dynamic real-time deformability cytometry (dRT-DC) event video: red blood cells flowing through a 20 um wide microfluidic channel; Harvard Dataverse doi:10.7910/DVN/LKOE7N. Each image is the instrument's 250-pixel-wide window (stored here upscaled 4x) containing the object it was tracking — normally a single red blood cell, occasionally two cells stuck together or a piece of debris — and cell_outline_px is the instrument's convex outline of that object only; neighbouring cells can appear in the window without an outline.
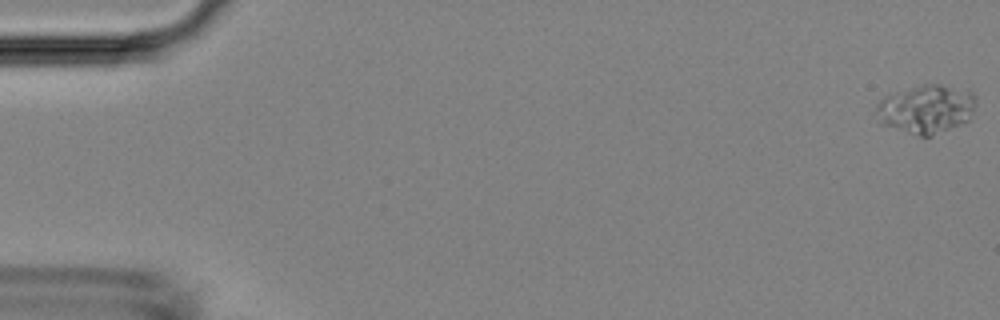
{"species": "Egyptian fruit bat (a non-hibernating species)", "species_latin": "Rousettus aegyptiacus", "temperature_condition": "room temperature", "stored_images_in_passage": 5, "camera_frame_rate_fps": 3000, "um_per_image_px": 0.085, "animal": {"sex": "female"}, "frame": {"image": 1, "passage_image": 1, "time_ms": 0.0, "image_size_px": [1000, 320], "cell_outline_px": [[976, 104], [968, 120], [960, 124], [932, 136], [920, 136], [880, 124], [876, 108], [876, 104], [884, 96], [896, 92], [924, 84], [940, 84], [968, 88], [976, 96]], "centroid_in_image_um": [78.76, 9.25], "position_along_channel_um": 6.2, "area_um2": 28.38}}
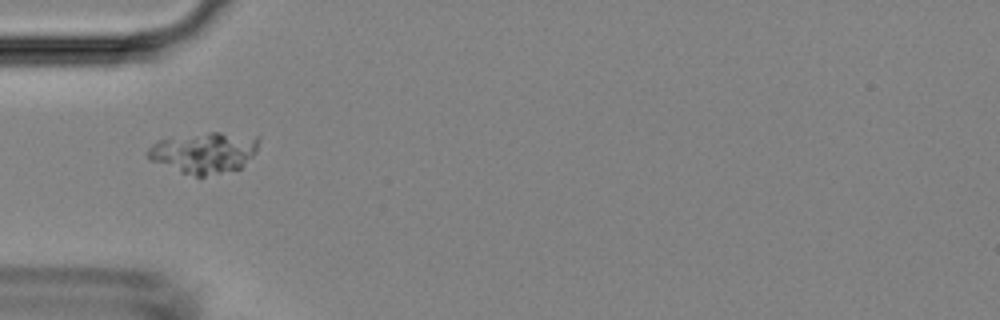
{"frame": {"image": 2, "passage_image": 5, "time_ms": 5.333, "image_size_px": [1000, 320], "cell_outline_px": [[260, 140], [256, 152], [240, 168], [204, 176], [196, 176], [180, 172], [148, 160], [144, 152], [156, 140], [208, 132], [220, 132], [260, 136]], "centroid_in_image_um": [17.33, 12.96], "position_along_channel_um": 67.7, "area_um2": 26.7}}